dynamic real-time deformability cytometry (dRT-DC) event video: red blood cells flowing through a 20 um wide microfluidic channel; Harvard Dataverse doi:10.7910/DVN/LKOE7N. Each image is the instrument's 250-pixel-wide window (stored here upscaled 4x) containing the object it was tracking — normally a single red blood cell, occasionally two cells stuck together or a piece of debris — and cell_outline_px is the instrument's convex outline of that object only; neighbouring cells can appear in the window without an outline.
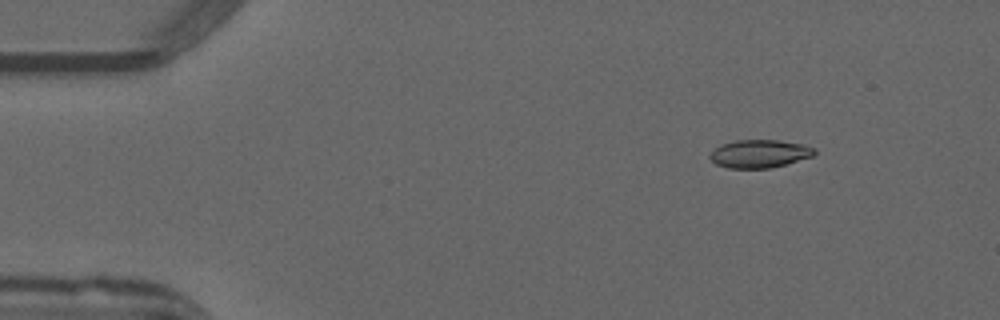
{"species": "common noctule bat (a hibernating species)", "species_latin": "Nyctalus noctula", "temperature_condition": "warm", "stored_images_in_passage": 52, "camera_frame_rate_fps": 3000, "um_per_image_px": 0.085, "animal": {"sex": "male", "forearm_length_mm": 52.5}, "frame": {"image": 1, "passage_image": 7, "time_ms": 2.0, "image_size_px": [1000, 320], "cell_outline_px": [[816, 152], [812, 156], [772, 168], [728, 168], [716, 164], [708, 156], [720, 144], [736, 140], [776, 140], [804, 144], [816, 148]], "centroid_in_image_um": [64.56, 13.06], "position_along_channel_um": 20.4, "area_um2": 17.05}}
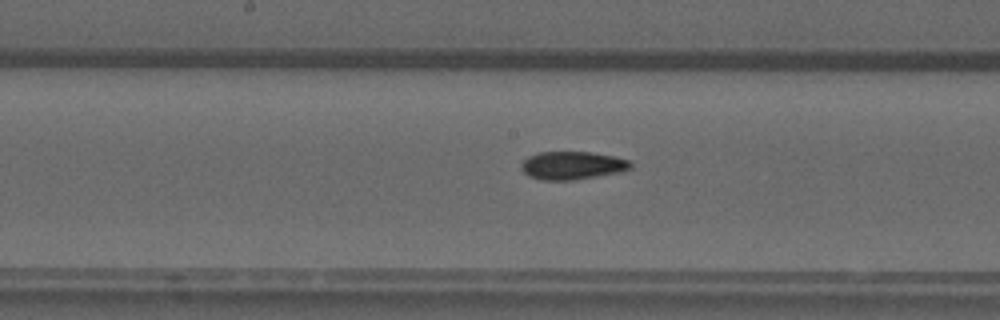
{"frame": {"image": 2, "passage_image": 27, "time_ms": 8.667, "image_size_px": [1000, 320], "cell_outline_px": [[632, 168], [620, 172], [572, 180], [540, 180], [528, 176], [520, 168], [520, 164], [528, 156], [540, 152], [592, 152], [612, 156], [628, 160], [632, 164]], "centroid_in_image_um": [48.61, 14.06], "position_along_channel_um": 199.6, "area_um2": 17.86}}
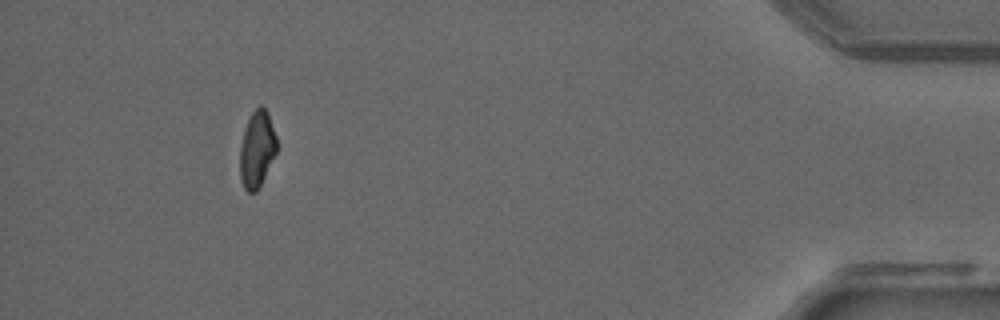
{"frame": {"image": 3, "passage_image": 48, "time_ms": 15.667, "image_size_px": [1000, 320], "cell_outline_px": [[276, 152], [256, 192], [248, 192], [244, 188], [240, 176], [240, 144], [248, 120], [252, 112], [260, 104], [268, 112], [276, 136]], "centroid_in_image_um": [21.83, 12.66], "position_along_channel_um": 413.4, "area_um2": 16.07}, "authors_computed_cell_mechanics": {"area_um2": 17.5134, "velocity_mm_per_s": 3.9938, "shape_relaxation_time_tau1_ms": null, "shape_relaxation_time_tau2_ms": 3.2388, "deformation_change_tau1": null, "deformation_change_tau2": 0.0857}}